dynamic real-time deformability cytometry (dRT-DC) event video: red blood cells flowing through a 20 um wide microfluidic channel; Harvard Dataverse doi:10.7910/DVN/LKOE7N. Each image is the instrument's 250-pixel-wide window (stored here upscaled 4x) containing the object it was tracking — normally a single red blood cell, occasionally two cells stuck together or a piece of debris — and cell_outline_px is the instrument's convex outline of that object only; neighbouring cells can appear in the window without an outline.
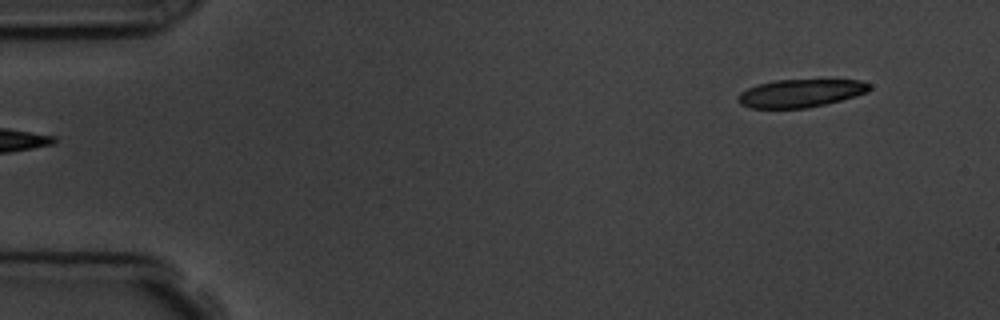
{"species": "common noctule bat (a hibernating species)", "species_latin": "Nyctalus noctula", "temperature_condition": "room temperature", "stored_images_in_passage": 5, "segment_of_instrument_passage": [2, 2], "camera_frame_rate_fps": 3000, "um_per_image_px": 0.085, "animal": {"sex": "male", "body_mass_g": 19.5, "forearm_length_mm": 54.6}, "frame": {"image": 1, "passage_image": 5, "time_ms": 5.333, "image_size_px": [1000, 320], "cell_outline_px": [[872, 88], [868, 92], [856, 96], [808, 108], [752, 108], [740, 104], [736, 100], [736, 96], [740, 92], [756, 84], [772, 80], [860, 80], [872, 84]], "centroid_in_image_um": [68.03, 7.92], "position_along_channel_um": 17.0, "area_um2": 21.62}}